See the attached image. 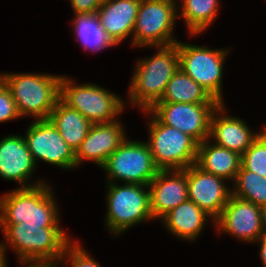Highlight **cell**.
<instances>
[{
    "mask_svg": "<svg viewBox=\"0 0 266 267\" xmlns=\"http://www.w3.org/2000/svg\"><path fill=\"white\" fill-rule=\"evenodd\" d=\"M20 262H47L56 265L72 242L59 225L0 224ZM57 260V261H55Z\"/></svg>",
    "mask_w": 266,
    "mask_h": 267,
    "instance_id": "1",
    "label": "cell"
},
{
    "mask_svg": "<svg viewBox=\"0 0 266 267\" xmlns=\"http://www.w3.org/2000/svg\"><path fill=\"white\" fill-rule=\"evenodd\" d=\"M0 80L9 89L21 116L48 119L61 96L62 76L49 74H3Z\"/></svg>",
    "mask_w": 266,
    "mask_h": 267,
    "instance_id": "2",
    "label": "cell"
},
{
    "mask_svg": "<svg viewBox=\"0 0 266 267\" xmlns=\"http://www.w3.org/2000/svg\"><path fill=\"white\" fill-rule=\"evenodd\" d=\"M159 48L155 55L138 62L130 83V101L144 111L162 98L168 82L179 69L177 44Z\"/></svg>",
    "mask_w": 266,
    "mask_h": 267,
    "instance_id": "3",
    "label": "cell"
},
{
    "mask_svg": "<svg viewBox=\"0 0 266 267\" xmlns=\"http://www.w3.org/2000/svg\"><path fill=\"white\" fill-rule=\"evenodd\" d=\"M52 196L47 184L10 191L0 198V224L59 225Z\"/></svg>",
    "mask_w": 266,
    "mask_h": 267,
    "instance_id": "4",
    "label": "cell"
},
{
    "mask_svg": "<svg viewBox=\"0 0 266 267\" xmlns=\"http://www.w3.org/2000/svg\"><path fill=\"white\" fill-rule=\"evenodd\" d=\"M150 119L147 143L155 165L160 170L186 169L196 163L198 143L180 130Z\"/></svg>",
    "mask_w": 266,
    "mask_h": 267,
    "instance_id": "5",
    "label": "cell"
},
{
    "mask_svg": "<svg viewBox=\"0 0 266 267\" xmlns=\"http://www.w3.org/2000/svg\"><path fill=\"white\" fill-rule=\"evenodd\" d=\"M73 82L62 76L60 99L66 105L77 110L92 124L116 121L114 118L125 105L121 98L98 85H74Z\"/></svg>",
    "mask_w": 266,
    "mask_h": 267,
    "instance_id": "6",
    "label": "cell"
},
{
    "mask_svg": "<svg viewBox=\"0 0 266 267\" xmlns=\"http://www.w3.org/2000/svg\"><path fill=\"white\" fill-rule=\"evenodd\" d=\"M107 196V221L109 231L114 235L147 219H152L147 185L110 183Z\"/></svg>",
    "mask_w": 266,
    "mask_h": 267,
    "instance_id": "7",
    "label": "cell"
},
{
    "mask_svg": "<svg viewBox=\"0 0 266 267\" xmlns=\"http://www.w3.org/2000/svg\"><path fill=\"white\" fill-rule=\"evenodd\" d=\"M102 169L108 173L109 183L119 179L125 181V184L147 186L160 170L155 165L147 143L127 138L108 157Z\"/></svg>",
    "mask_w": 266,
    "mask_h": 267,
    "instance_id": "8",
    "label": "cell"
},
{
    "mask_svg": "<svg viewBox=\"0 0 266 267\" xmlns=\"http://www.w3.org/2000/svg\"><path fill=\"white\" fill-rule=\"evenodd\" d=\"M179 55V68L196 83L206 89L220 104L222 100V72L226 50L176 42Z\"/></svg>",
    "mask_w": 266,
    "mask_h": 267,
    "instance_id": "9",
    "label": "cell"
},
{
    "mask_svg": "<svg viewBox=\"0 0 266 267\" xmlns=\"http://www.w3.org/2000/svg\"><path fill=\"white\" fill-rule=\"evenodd\" d=\"M176 5L155 0H141L133 32V45L169 46L178 40L172 30L178 17Z\"/></svg>",
    "mask_w": 266,
    "mask_h": 267,
    "instance_id": "10",
    "label": "cell"
},
{
    "mask_svg": "<svg viewBox=\"0 0 266 267\" xmlns=\"http://www.w3.org/2000/svg\"><path fill=\"white\" fill-rule=\"evenodd\" d=\"M220 104L155 103L149 110L162 124L192 137L198 144L210 137V119Z\"/></svg>",
    "mask_w": 266,
    "mask_h": 267,
    "instance_id": "11",
    "label": "cell"
},
{
    "mask_svg": "<svg viewBox=\"0 0 266 267\" xmlns=\"http://www.w3.org/2000/svg\"><path fill=\"white\" fill-rule=\"evenodd\" d=\"M24 139L35 163L39 159L63 169L76 167L75 150L66 143L49 119L33 122Z\"/></svg>",
    "mask_w": 266,
    "mask_h": 267,
    "instance_id": "12",
    "label": "cell"
},
{
    "mask_svg": "<svg viewBox=\"0 0 266 267\" xmlns=\"http://www.w3.org/2000/svg\"><path fill=\"white\" fill-rule=\"evenodd\" d=\"M225 181L193 164L186 168L188 199L216 220L232 195L223 183Z\"/></svg>",
    "mask_w": 266,
    "mask_h": 267,
    "instance_id": "13",
    "label": "cell"
},
{
    "mask_svg": "<svg viewBox=\"0 0 266 267\" xmlns=\"http://www.w3.org/2000/svg\"><path fill=\"white\" fill-rule=\"evenodd\" d=\"M215 223L219 233L222 230L245 243L256 241L264 232L261 207L233 195Z\"/></svg>",
    "mask_w": 266,
    "mask_h": 267,
    "instance_id": "14",
    "label": "cell"
},
{
    "mask_svg": "<svg viewBox=\"0 0 266 267\" xmlns=\"http://www.w3.org/2000/svg\"><path fill=\"white\" fill-rule=\"evenodd\" d=\"M148 188L152 218H162L188 199L186 169L159 170Z\"/></svg>",
    "mask_w": 266,
    "mask_h": 267,
    "instance_id": "15",
    "label": "cell"
},
{
    "mask_svg": "<svg viewBox=\"0 0 266 267\" xmlns=\"http://www.w3.org/2000/svg\"><path fill=\"white\" fill-rule=\"evenodd\" d=\"M122 127L117 121L92 124L87 136L76 150V167L83 160H92L102 167L127 138Z\"/></svg>",
    "mask_w": 266,
    "mask_h": 267,
    "instance_id": "16",
    "label": "cell"
},
{
    "mask_svg": "<svg viewBox=\"0 0 266 267\" xmlns=\"http://www.w3.org/2000/svg\"><path fill=\"white\" fill-rule=\"evenodd\" d=\"M33 161L24 137L10 135L0 141V176L6 180L19 181L21 188H30L44 184L38 182L26 185L35 170Z\"/></svg>",
    "mask_w": 266,
    "mask_h": 267,
    "instance_id": "17",
    "label": "cell"
},
{
    "mask_svg": "<svg viewBox=\"0 0 266 267\" xmlns=\"http://www.w3.org/2000/svg\"><path fill=\"white\" fill-rule=\"evenodd\" d=\"M141 0H103L96 11L101 27L117 45L134 32Z\"/></svg>",
    "mask_w": 266,
    "mask_h": 267,
    "instance_id": "18",
    "label": "cell"
},
{
    "mask_svg": "<svg viewBox=\"0 0 266 267\" xmlns=\"http://www.w3.org/2000/svg\"><path fill=\"white\" fill-rule=\"evenodd\" d=\"M218 111L221 112L220 114L225 111L223 103L212 113L209 138L216 139V145L242 155L259 136L260 132L257 134L255 132L252 133L241 119L229 115L223 116V114L221 116L217 114L219 113Z\"/></svg>",
    "mask_w": 266,
    "mask_h": 267,
    "instance_id": "19",
    "label": "cell"
},
{
    "mask_svg": "<svg viewBox=\"0 0 266 267\" xmlns=\"http://www.w3.org/2000/svg\"><path fill=\"white\" fill-rule=\"evenodd\" d=\"M208 140L198 144L196 165L203 171L223 179L235 181L241 167V155Z\"/></svg>",
    "mask_w": 266,
    "mask_h": 267,
    "instance_id": "20",
    "label": "cell"
},
{
    "mask_svg": "<svg viewBox=\"0 0 266 267\" xmlns=\"http://www.w3.org/2000/svg\"><path fill=\"white\" fill-rule=\"evenodd\" d=\"M208 216L192 200L187 199L165 214L162 219L172 234L193 241L200 235Z\"/></svg>",
    "mask_w": 266,
    "mask_h": 267,
    "instance_id": "21",
    "label": "cell"
},
{
    "mask_svg": "<svg viewBox=\"0 0 266 267\" xmlns=\"http://www.w3.org/2000/svg\"><path fill=\"white\" fill-rule=\"evenodd\" d=\"M48 119L75 152L87 136L92 125L81 113L70 108L61 99L51 111Z\"/></svg>",
    "mask_w": 266,
    "mask_h": 267,
    "instance_id": "22",
    "label": "cell"
},
{
    "mask_svg": "<svg viewBox=\"0 0 266 267\" xmlns=\"http://www.w3.org/2000/svg\"><path fill=\"white\" fill-rule=\"evenodd\" d=\"M156 103L220 104L180 68L168 82L162 98Z\"/></svg>",
    "mask_w": 266,
    "mask_h": 267,
    "instance_id": "23",
    "label": "cell"
},
{
    "mask_svg": "<svg viewBox=\"0 0 266 267\" xmlns=\"http://www.w3.org/2000/svg\"><path fill=\"white\" fill-rule=\"evenodd\" d=\"M74 31L84 49L99 51L101 49L116 45L101 27L96 13L93 14H75Z\"/></svg>",
    "mask_w": 266,
    "mask_h": 267,
    "instance_id": "24",
    "label": "cell"
},
{
    "mask_svg": "<svg viewBox=\"0 0 266 267\" xmlns=\"http://www.w3.org/2000/svg\"><path fill=\"white\" fill-rule=\"evenodd\" d=\"M182 16L190 34L206 30L218 13V0H182Z\"/></svg>",
    "mask_w": 266,
    "mask_h": 267,
    "instance_id": "25",
    "label": "cell"
},
{
    "mask_svg": "<svg viewBox=\"0 0 266 267\" xmlns=\"http://www.w3.org/2000/svg\"><path fill=\"white\" fill-rule=\"evenodd\" d=\"M232 195L259 207L266 205V177L250 172L242 166L237 172Z\"/></svg>",
    "mask_w": 266,
    "mask_h": 267,
    "instance_id": "26",
    "label": "cell"
},
{
    "mask_svg": "<svg viewBox=\"0 0 266 267\" xmlns=\"http://www.w3.org/2000/svg\"><path fill=\"white\" fill-rule=\"evenodd\" d=\"M241 155V166L253 173L266 177V127Z\"/></svg>",
    "mask_w": 266,
    "mask_h": 267,
    "instance_id": "27",
    "label": "cell"
},
{
    "mask_svg": "<svg viewBox=\"0 0 266 267\" xmlns=\"http://www.w3.org/2000/svg\"><path fill=\"white\" fill-rule=\"evenodd\" d=\"M67 258L71 261L70 264L72 267H101L86 253V250H83V248L80 247L78 242H71L65 249L64 254L59 258L58 262L64 261L65 259L67 260Z\"/></svg>",
    "mask_w": 266,
    "mask_h": 267,
    "instance_id": "28",
    "label": "cell"
},
{
    "mask_svg": "<svg viewBox=\"0 0 266 267\" xmlns=\"http://www.w3.org/2000/svg\"><path fill=\"white\" fill-rule=\"evenodd\" d=\"M20 117L9 89L0 80V123Z\"/></svg>",
    "mask_w": 266,
    "mask_h": 267,
    "instance_id": "29",
    "label": "cell"
},
{
    "mask_svg": "<svg viewBox=\"0 0 266 267\" xmlns=\"http://www.w3.org/2000/svg\"><path fill=\"white\" fill-rule=\"evenodd\" d=\"M103 0H70L75 14H93L101 6Z\"/></svg>",
    "mask_w": 266,
    "mask_h": 267,
    "instance_id": "30",
    "label": "cell"
},
{
    "mask_svg": "<svg viewBox=\"0 0 266 267\" xmlns=\"http://www.w3.org/2000/svg\"><path fill=\"white\" fill-rule=\"evenodd\" d=\"M5 246L4 244H0V267H7L6 264V258H5ZM24 265L25 264H30L29 266L26 267H56V265L52 263H47V262H22ZM33 264V265H32Z\"/></svg>",
    "mask_w": 266,
    "mask_h": 267,
    "instance_id": "31",
    "label": "cell"
},
{
    "mask_svg": "<svg viewBox=\"0 0 266 267\" xmlns=\"http://www.w3.org/2000/svg\"><path fill=\"white\" fill-rule=\"evenodd\" d=\"M256 241L260 242V257L264 267H266V232L264 231Z\"/></svg>",
    "mask_w": 266,
    "mask_h": 267,
    "instance_id": "32",
    "label": "cell"
},
{
    "mask_svg": "<svg viewBox=\"0 0 266 267\" xmlns=\"http://www.w3.org/2000/svg\"><path fill=\"white\" fill-rule=\"evenodd\" d=\"M261 218L263 230L266 232V205L261 207Z\"/></svg>",
    "mask_w": 266,
    "mask_h": 267,
    "instance_id": "33",
    "label": "cell"
},
{
    "mask_svg": "<svg viewBox=\"0 0 266 267\" xmlns=\"http://www.w3.org/2000/svg\"><path fill=\"white\" fill-rule=\"evenodd\" d=\"M155 1H163L176 5L175 0H155Z\"/></svg>",
    "mask_w": 266,
    "mask_h": 267,
    "instance_id": "34",
    "label": "cell"
}]
</instances>
